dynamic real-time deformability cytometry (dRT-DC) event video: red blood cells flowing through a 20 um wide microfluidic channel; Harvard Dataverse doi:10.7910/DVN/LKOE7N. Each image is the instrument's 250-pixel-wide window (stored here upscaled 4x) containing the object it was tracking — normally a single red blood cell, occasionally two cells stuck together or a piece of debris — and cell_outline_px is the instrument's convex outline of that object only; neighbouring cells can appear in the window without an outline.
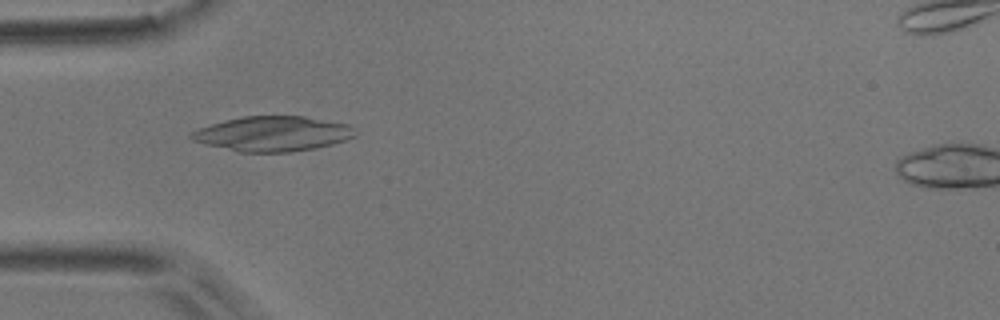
{"species": "common noctule bat (a hibernating species)", "species_latin": "Nyctalus noctula", "temperature_condition": "room temperature", "stored_images_in_passage": 5, "camera_frame_rate_fps": 3000, "um_per_image_px": 0.085, "animal": {"sex": "male", "body_mass_g": 17.9}, "frame": {"image": 1, "passage_image": 4, "time_ms": 4.333, "image_size_px": [1000, 320], "cell_outline_px": [[356, 136], [348, 140], [316, 148], [292, 152], [240, 152], [204, 144], [192, 140], [188, 136], [192, 132], [200, 128], [224, 120], [240, 116], [304, 116], [348, 124], [356, 128]], "centroid_in_image_um": [23.22, 11.37], "position_along_channel_um": 61.8, "area_um2": 33.58}}
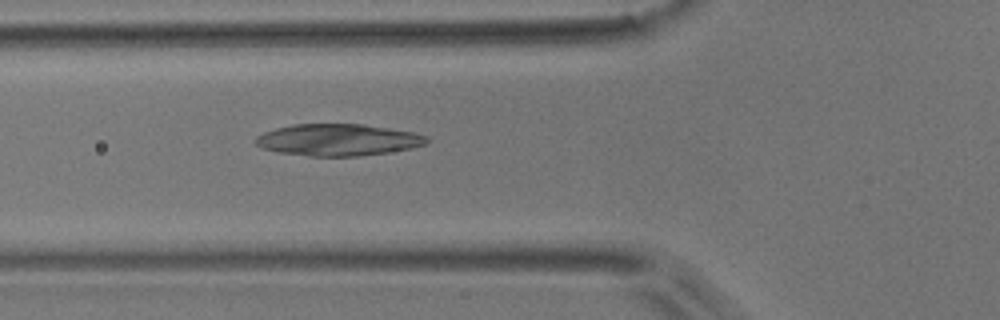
{"frame": {"image": 2, "passage_image": 5, "time_ms": 5.333, "image_size_px": [1000, 320], "cell_outline_px": [[428, 140], [424, 144], [412, 148], [388, 152], [360, 156], [308, 156], [280, 152], [264, 148], [256, 144], [252, 140], [256, 136], [264, 132], [276, 128], [292, 124], [364, 124], [412, 132], [428, 136]], "centroid_in_image_um": [28.71, 11.88], "position_along_channel_um": 97.1, "area_um2": 31.62}}